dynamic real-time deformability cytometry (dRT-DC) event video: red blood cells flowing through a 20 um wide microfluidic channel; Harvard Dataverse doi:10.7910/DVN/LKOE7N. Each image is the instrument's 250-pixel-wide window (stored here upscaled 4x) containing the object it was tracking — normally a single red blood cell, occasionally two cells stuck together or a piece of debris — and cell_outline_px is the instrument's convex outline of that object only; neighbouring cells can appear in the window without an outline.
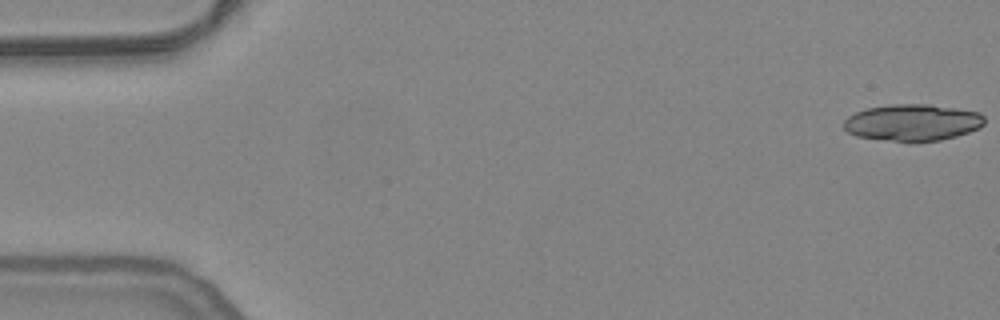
{"species": "common noctule bat (a hibernating species)", "species_latin": "Nyctalus noctula", "temperature_condition": "warm", "stored_images_in_passage": 24, "segment_of_instrument_passage": [1, 2], "camera_frame_rate_fps": 3000, "um_per_image_px": 0.085, "animal": {"sex": "female", "body_mass_g": 24.6, "forearm_length_mm": 56.2}, "frame": {"image": 1, "passage_image": 1, "time_ms": 0.0, "image_size_px": [1000, 320], "cell_outline_px": [[984, 124], [980, 128], [956, 136], [940, 140], [892, 140], [856, 136], [848, 132], [844, 128], [844, 120], [848, 116], [856, 112], [868, 108], [892, 104], [928, 104], [956, 108], [980, 112], [984, 116]], "centroid_in_image_um": [77.59, 10.39], "position_along_channel_um": 7.4, "area_um2": 29.65}}
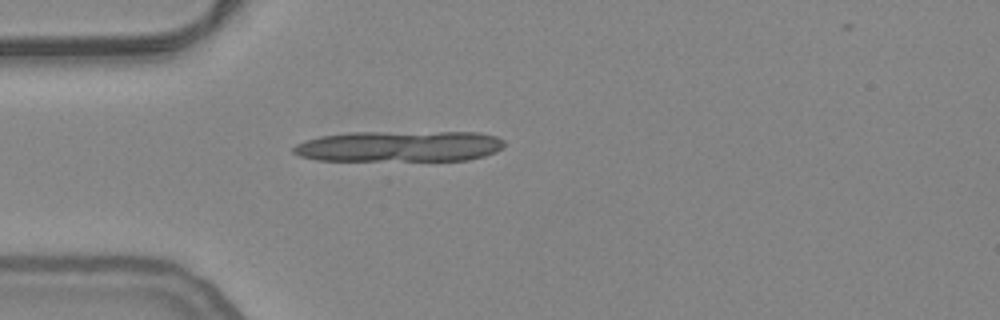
{"frame": {"image": 2, "passage_image": 15, "time_ms": 4.667, "image_size_px": [1000, 320], "cell_outline_px": [[504, 144], [496, 152], [484, 156], [468, 160], [316, 160], [300, 156], [292, 152], [292, 148], [296, 144], [304, 140], [320, 136], [352, 132], [476, 132], [496, 136], [504, 140]], "centroid_in_image_um": [33.94, 12.43], "position_along_channel_um": 51.1, "area_um2": 38.09}}